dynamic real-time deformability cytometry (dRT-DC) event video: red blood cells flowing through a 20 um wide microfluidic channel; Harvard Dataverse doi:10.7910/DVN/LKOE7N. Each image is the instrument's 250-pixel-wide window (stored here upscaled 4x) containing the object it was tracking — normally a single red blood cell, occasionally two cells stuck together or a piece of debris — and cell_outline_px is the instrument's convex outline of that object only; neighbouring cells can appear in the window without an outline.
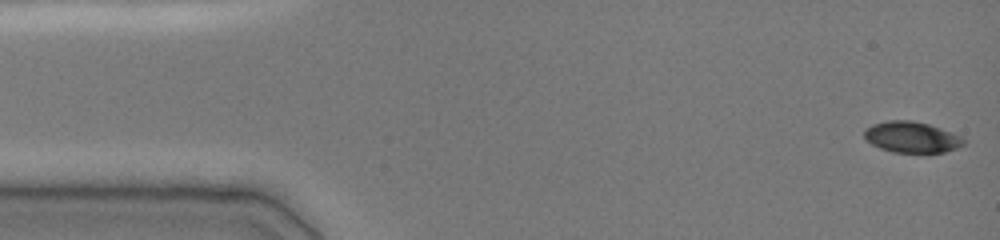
{"species": "common noctule bat (a hibernating species)", "species_latin": "Nyctalus noctula", "temperature_condition": "cold", "stored_images_in_passage": 9, "camera_frame_rate_fps": 3000, "um_per_image_px": 0.085, "animal": {"sex": "female", "body_mass_g": 19.0, "forearm_length_mm": 51.5}, "frame": {"image": 1, "passage_image": 1, "time_ms": 0.0, "image_size_px": [1000, 240], "cell_outline_px": [[964, 144], [956, 148], [944, 152], [892, 152], [880, 148], [872, 144], [864, 136], [864, 128], [872, 124], [888, 120], [912, 120], [928, 124], [940, 128], [960, 136], [964, 140]], "centroid_in_image_um": [77.45, 11.64], "position_along_channel_um": 7.5, "area_um2": 17.8}}
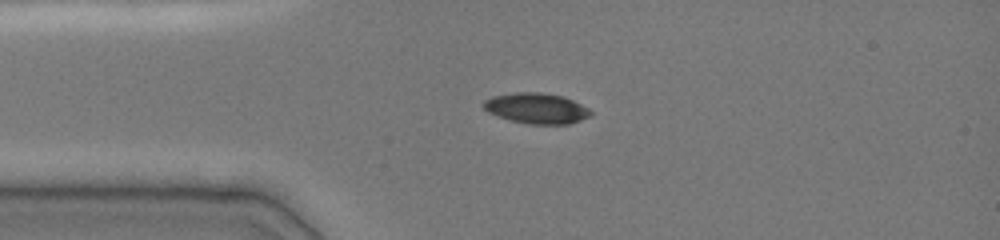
{"frame": {"image": 2, "passage_image": 6, "time_ms": 3.333, "image_size_px": [1000, 240], "cell_outline_px": [[592, 116], [568, 124], [528, 124], [512, 120], [488, 112], [484, 108], [484, 100], [492, 96], [516, 92], [540, 92], [564, 96], [588, 108], [592, 112]], "centroid_in_image_um": [45.63, 9.2], "position_along_channel_um": 39.4, "area_um2": 18.96}}
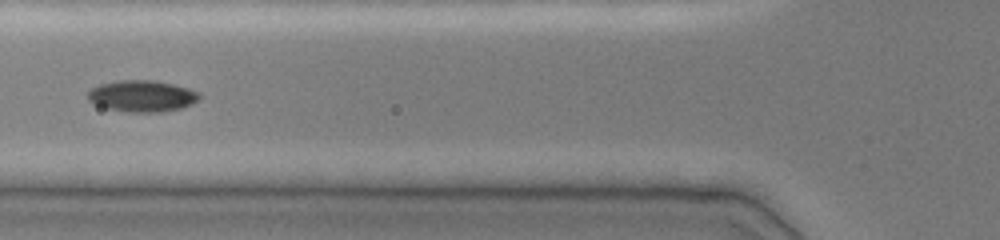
{"frame": {"image": 3, "passage_image": 8, "time_ms": 5.667, "image_size_px": [1000, 240], "cell_outline_px": [[200, 96], [192, 104], [184, 108], [160, 112], [128, 112], [108, 108], [96, 104], [88, 100], [88, 92], [92, 88], [100, 84], [120, 80], [156, 80], [188, 88], [200, 92]], "centroid_in_image_um": [12.1, 8.16], "position_along_channel_um": 113.7, "area_um2": 20.4}}